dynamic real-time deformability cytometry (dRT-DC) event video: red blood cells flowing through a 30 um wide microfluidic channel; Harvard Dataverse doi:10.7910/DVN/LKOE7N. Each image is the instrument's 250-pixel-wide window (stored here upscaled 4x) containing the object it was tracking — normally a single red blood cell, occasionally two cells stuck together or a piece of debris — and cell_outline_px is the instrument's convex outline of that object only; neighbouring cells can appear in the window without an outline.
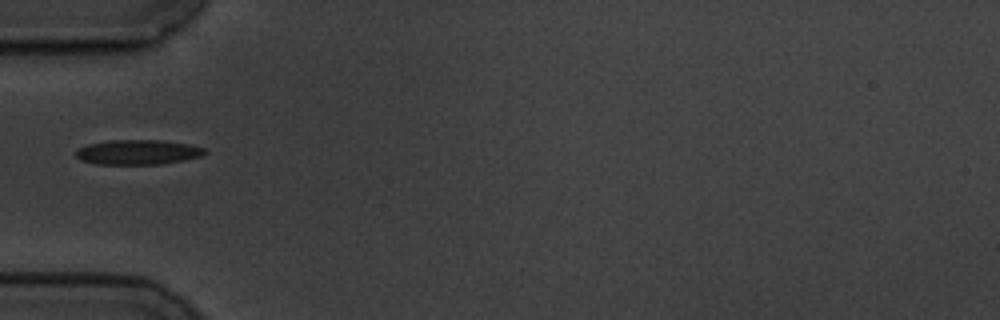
{"species": "common noctule bat (a hibernating species)", "species_latin": "Nyctalus noctula", "temperature_condition": "cold", "stored_images_in_passage": 40, "camera_frame_rate_fps": 3000, "um_per_image_px": 0.085, "animal": {"sex": "male", "body_mass_g": 19.5, "forearm_length_mm": 54.6}, "frame": {"image": 1, "passage_image": 1, "time_ms": 0.0, "image_size_px": [1000, 320], "cell_outline_px": [[208, 152], [204, 156], [184, 160], [160, 164], [96, 164], [80, 160], [76, 156], [76, 152], [80, 148], [88, 144], [108, 140], [160, 140], [188, 144], [204, 148]], "centroid_in_image_um": [11.75, 12.93], "position_along_channel_um": 73.3, "area_um2": 18.67}}
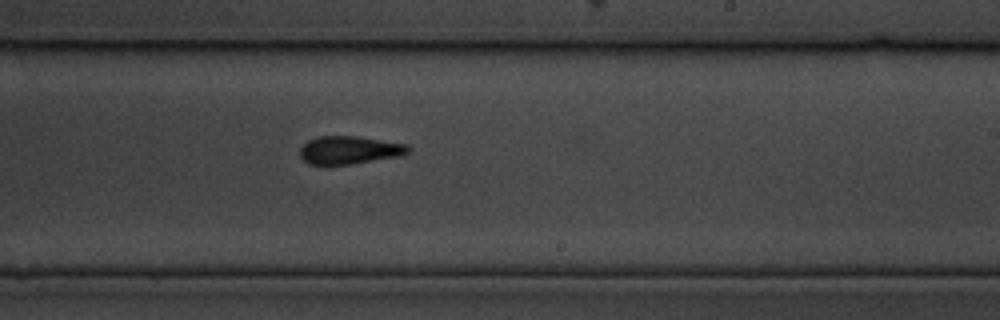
{"frame": {"image": 2, "passage_image": 17, "time_ms": 5.333, "image_size_px": [1000, 320], "cell_outline_px": [[412, 148], [408, 152], [400, 156], [352, 164], [324, 168], [308, 164], [300, 156], [300, 148], [308, 140], [320, 136], [356, 136], [408, 144]], "centroid_in_image_um": [29.66, 12.8], "position_along_channel_um": 259.3, "area_um2": 18.26}}
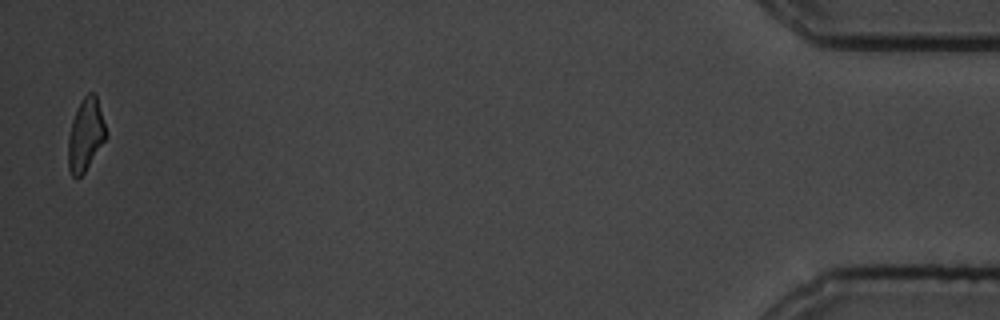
{"frame": {"image": 3, "passage_image": 39, "time_ms": 12.667, "image_size_px": [1000, 320], "cell_outline_px": [[108, 132], [104, 140], [84, 172], [76, 180], [72, 176], [68, 168], [68, 136], [72, 120], [80, 100], [88, 92], [96, 92]], "centroid_in_image_um": [7.27, 11.41], "position_along_channel_um": 427.9, "area_um2": 16.13}}